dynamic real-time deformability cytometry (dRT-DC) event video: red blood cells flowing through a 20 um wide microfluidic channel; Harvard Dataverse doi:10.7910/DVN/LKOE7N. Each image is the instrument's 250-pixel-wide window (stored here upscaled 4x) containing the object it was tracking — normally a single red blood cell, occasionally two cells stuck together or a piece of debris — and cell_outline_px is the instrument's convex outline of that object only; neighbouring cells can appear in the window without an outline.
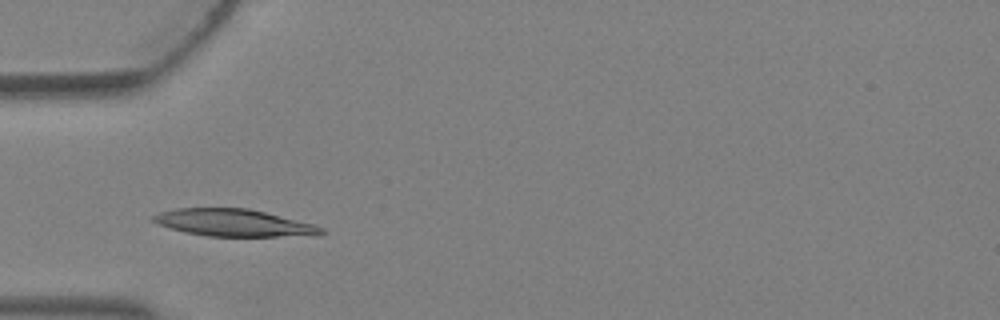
{"species": "Egyptian fruit bat (a non-hibernating species)", "species_latin": "Rousettus aegyptiacus", "temperature_condition": "warm", "stored_images_in_passage": 2, "camera_frame_rate_fps": 3000, "um_per_image_px": 0.085, "animal": {"sex": "female"}, "frame": {"image": 1, "passage_image": 2, "time_ms": 0.333, "image_size_px": [1000, 320], "cell_outline_px": [[328, 232], [320, 236], [208, 236], [184, 232], [168, 228], [156, 224], [152, 220], [152, 216], [160, 212], [176, 208], [248, 208], [312, 224], [324, 228]], "centroid_in_image_um": [19.88, 18.95], "position_along_channel_um": 65.1, "area_um2": 26.7}}